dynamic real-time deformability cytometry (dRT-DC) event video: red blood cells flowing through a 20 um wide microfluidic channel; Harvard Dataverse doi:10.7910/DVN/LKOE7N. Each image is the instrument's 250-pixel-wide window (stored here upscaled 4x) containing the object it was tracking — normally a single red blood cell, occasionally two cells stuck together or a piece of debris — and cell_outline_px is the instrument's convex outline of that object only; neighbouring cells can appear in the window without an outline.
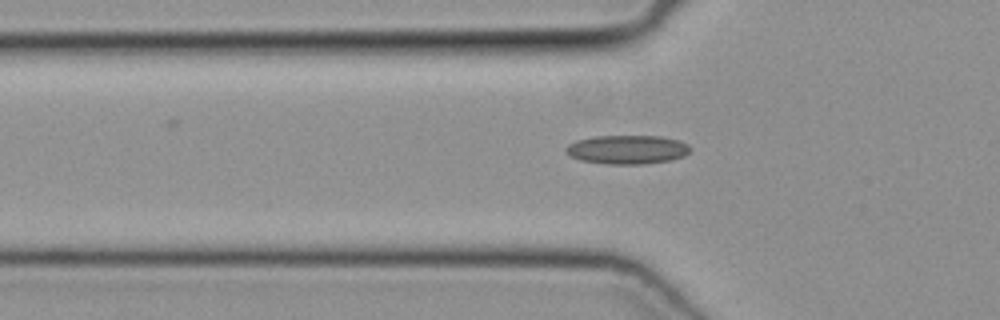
{"species": "common noctule bat (a hibernating species)", "species_latin": "Nyctalus noctula", "temperature_condition": "cold", "stored_images_in_passage": 39, "camera_frame_rate_fps": 3000, "um_per_image_px": 0.085, "animal": {"sex": "female", "body_mass_g": 19.3, "forearm_length_mm": 54.1}, "frame": {"image": 1, "passage_image": 10, "time_ms": 3.0, "image_size_px": [1000, 320], "cell_outline_px": [[692, 148], [684, 156], [672, 160], [644, 164], [608, 164], [580, 160], [564, 152], [564, 148], [568, 144], [576, 140], [596, 136], [660, 136], [680, 140], [688, 144]], "centroid_in_image_um": [53.33, 12.71], "position_along_channel_um": 72.5, "area_um2": 21.1}}
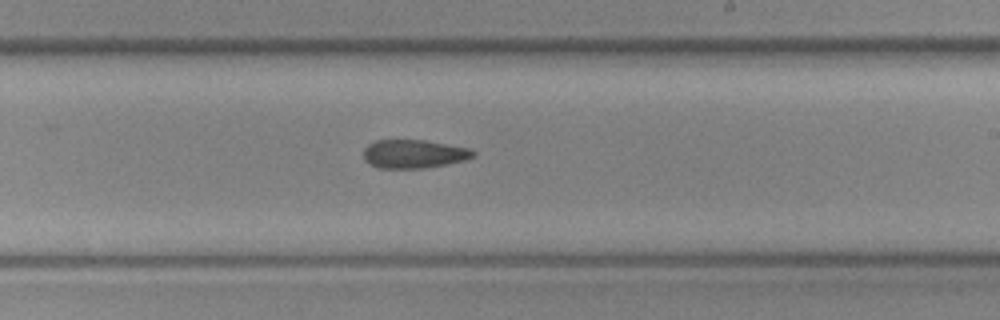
{"frame": {"image": 2, "passage_image": 23, "time_ms": 7.333, "image_size_px": [1000, 320], "cell_outline_px": [[476, 156], [464, 160], [448, 164], [424, 168], [376, 168], [368, 164], [364, 160], [364, 148], [368, 144], [376, 140], [424, 140], [468, 148], [476, 152]], "centroid_in_image_um": [35.15, 13.09], "position_along_channel_um": 253.9, "area_um2": 18.32}}
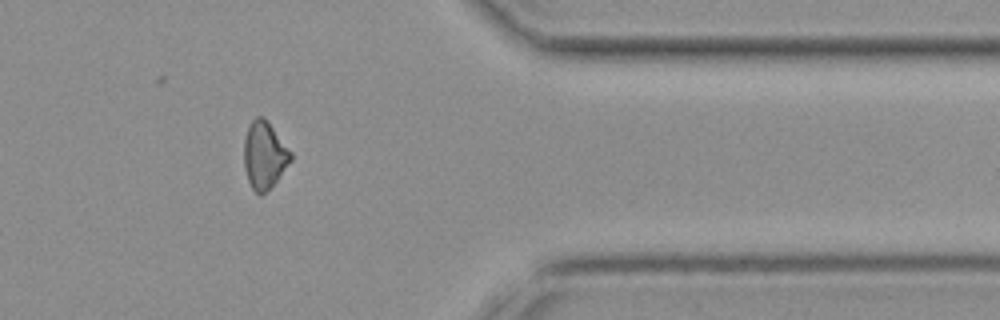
{"frame": {"image": 3, "passage_image": 34, "time_ms": 11.0, "image_size_px": [1000, 320], "cell_outline_px": [[292, 160], [276, 180], [260, 196], [252, 188], [248, 180], [244, 168], [244, 140], [248, 128], [252, 120], [256, 116], [260, 116], [272, 128], [292, 152]], "centroid_in_image_um": [22.46, 13.21], "position_along_channel_um": 388.9, "area_um2": 17.8}}